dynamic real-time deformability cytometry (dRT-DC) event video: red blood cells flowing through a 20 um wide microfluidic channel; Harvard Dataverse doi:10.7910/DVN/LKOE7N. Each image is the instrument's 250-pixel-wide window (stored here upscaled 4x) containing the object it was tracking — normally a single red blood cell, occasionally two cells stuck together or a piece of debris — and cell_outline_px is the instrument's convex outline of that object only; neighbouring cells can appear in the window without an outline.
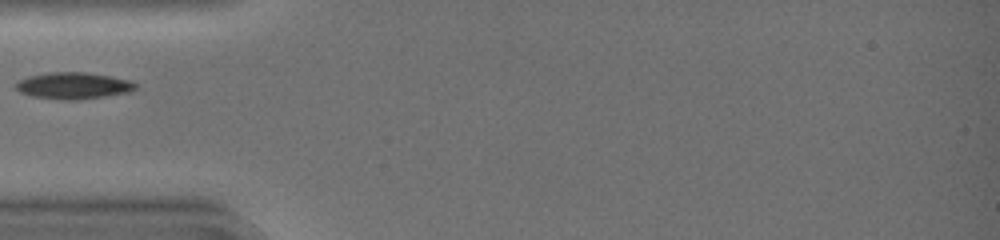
{"species": "common noctule bat (a hibernating species)", "species_latin": "Nyctalus noctula", "temperature_condition": "warm", "stored_images_in_passage": 16, "camera_frame_rate_fps": 3000, "um_per_image_px": 0.085, "animal": {"sex": "female", "body_mass_g": 19.0, "forearm_length_mm": 51.5}, "frame": {"image": 1, "passage_image": 1, "time_ms": 0.0, "image_size_px": [1000, 240], "cell_outline_px": [[136, 88], [128, 92], [104, 96], [76, 100], [60, 100], [32, 96], [20, 92], [16, 88], [16, 80], [28, 76], [48, 72], [84, 72], [132, 80], [136, 84]], "centroid_in_image_um": [6.2, 7.28], "position_along_channel_um": 78.8, "area_um2": 18.55}}
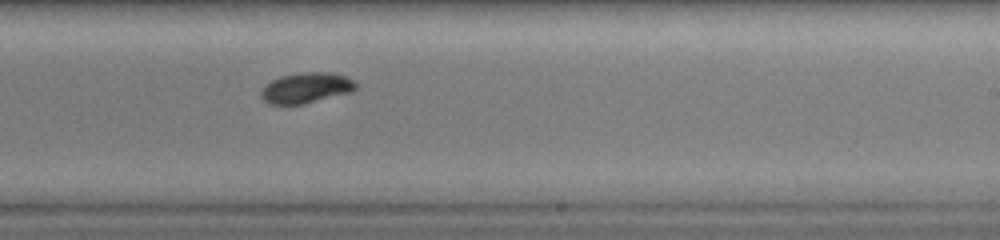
{"frame": {"image": 2, "passage_image": 14, "time_ms": 4.333, "image_size_px": [1000, 240], "cell_outline_px": [[356, 88], [352, 92], [304, 104], [268, 104], [260, 96], [260, 92], [264, 84], [280, 76], [300, 72], [332, 72], [344, 76], [352, 80], [356, 84]], "centroid_in_image_um": [25.99, 7.47], "position_along_channel_um": 263.0, "area_um2": 16.99}}